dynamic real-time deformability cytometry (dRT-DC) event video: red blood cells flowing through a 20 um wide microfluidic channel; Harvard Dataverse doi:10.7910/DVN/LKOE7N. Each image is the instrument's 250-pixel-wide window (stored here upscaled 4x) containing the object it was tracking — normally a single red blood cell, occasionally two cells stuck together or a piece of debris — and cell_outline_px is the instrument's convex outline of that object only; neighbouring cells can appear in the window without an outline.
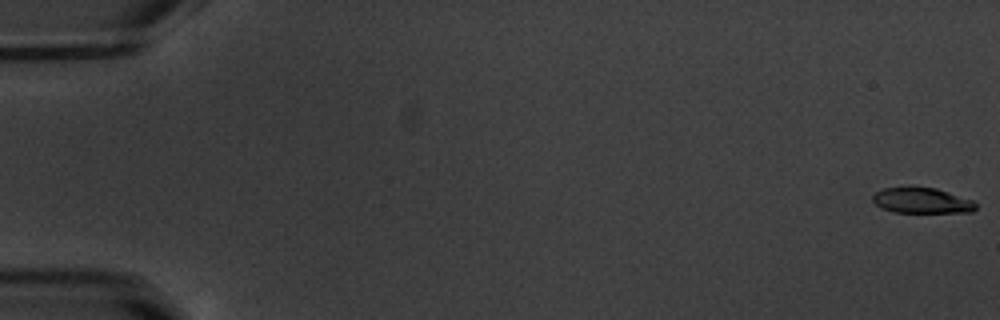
{"species": "common noctule bat (a hibernating species)", "species_latin": "Nyctalus noctula", "temperature_condition": "warm", "stored_images_in_passage": 54, "camera_frame_rate_fps": 3000, "um_per_image_px": 0.085, "animal": {"sex": "male", "body_mass_g": 20.1, "forearm_length_mm": 53.5}, "frame": {"image": 1, "passage_image": 1, "time_ms": 0.0, "image_size_px": [1000, 320], "cell_outline_px": [[976, 208], [972, 212], [892, 212], [876, 204], [872, 200], [872, 196], [876, 192], [884, 188], [908, 184], [936, 188], [972, 200], [976, 204]], "centroid_in_image_um": [78.31, 17.0], "position_along_channel_um": 6.7, "area_um2": 15.72}}
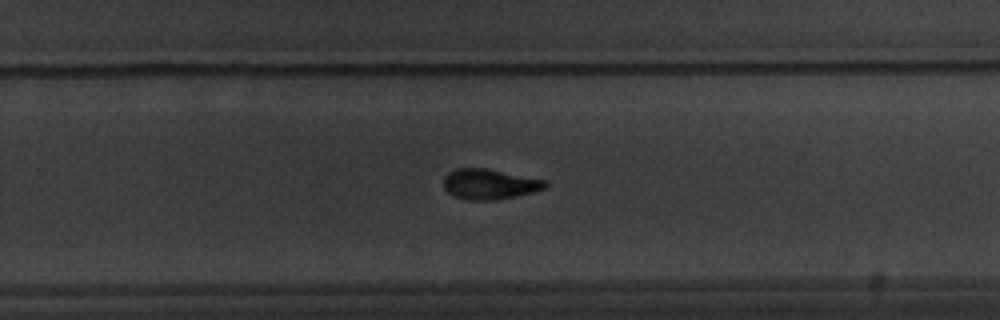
{"frame": {"image": 2, "passage_image": 36, "time_ms": 11.667, "image_size_px": [1000, 320], "cell_outline_px": [[548, 184], [544, 188], [532, 192], [516, 196], [492, 200], [468, 200], [456, 196], [448, 192], [444, 188], [444, 176], [448, 172], [456, 168], [484, 168], [544, 180]], "centroid_in_image_um": [41.56, 15.65], "position_along_channel_um": 288.2, "area_um2": 17.63}}
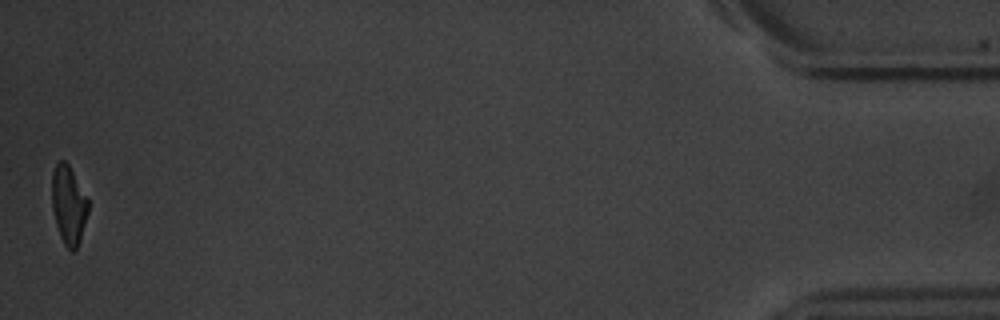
{"frame": {"image": 3, "passage_image": 54, "time_ms": 17.667, "image_size_px": [1000, 320], "cell_outline_px": [[88, 212], [80, 240], [76, 248], [72, 252], [64, 244], [60, 236], [56, 224], [52, 208], [52, 172], [56, 164], [60, 160], [64, 160], [68, 164], [88, 200]], "centroid_in_image_um": [5.82, 17.42], "position_along_channel_um": 429.4, "area_um2": 16.36}, "authors_computed_cell_mechanics": {"area_um2": 17.7157, "velocity_mm_per_s": 3.8125, "shape_relaxation_time_tau1_ms": 2.7103, "shape_relaxation_time_tau2_ms": 2.8216, "deformation_change_tau1": 0.1569, "deformation_change_tau2": 0.0961}}